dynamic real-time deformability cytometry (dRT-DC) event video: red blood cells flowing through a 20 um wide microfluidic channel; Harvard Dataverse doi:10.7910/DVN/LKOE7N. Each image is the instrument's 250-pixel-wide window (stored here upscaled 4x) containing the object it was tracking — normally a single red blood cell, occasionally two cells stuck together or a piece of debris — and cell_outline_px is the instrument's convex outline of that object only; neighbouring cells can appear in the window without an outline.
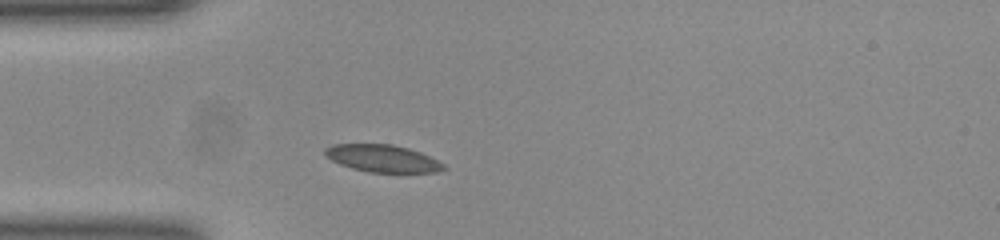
{"species": "common noctule bat (a hibernating species)", "species_latin": "Nyctalus noctula", "temperature_condition": "room temperature", "stored_images_in_passage": 39, "camera_frame_rate_fps": 3000, "um_per_image_px": 0.085, "animal": {"sex": "female", "body_mass_g": 23.0, "forearm_length_mm": 53.4}, "frame": {"image": 1, "passage_image": 1, "time_ms": 0.0, "image_size_px": [1000, 240], "cell_outline_px": [[448, 168], [436, 172], [368, 172], [352, 168], [340, 164], [324, 156], [324, 148], [332, 144], [392, 144], [408, 148], [420, 152], [444, 164]], "centroid_in_image_um": [32.48, 13.46], "position_along_channel_um": 52.5, "area_um2": 18.84}}
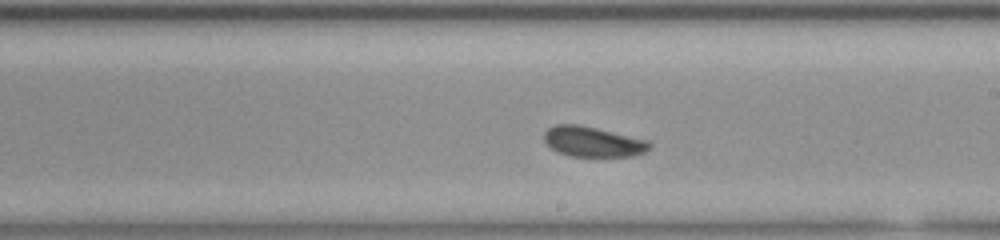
{"frame": {"image": 2, "passage_image": 16, "time_ms": 5.0, "image_size_px": [1000, 240], "cell_outline_px": [[652, 148], [644, 152], [632, 156], [568, 156], [556, 152], [544, 140], [544, 132], [548, 128], [556, 124], [576, 124], [596, 128], [648, 140], [652, 144]], "centroid_in_image_um": [50.39, 12.05], "position_along_channel_um": 238.6, "area_um2": 18.55}}
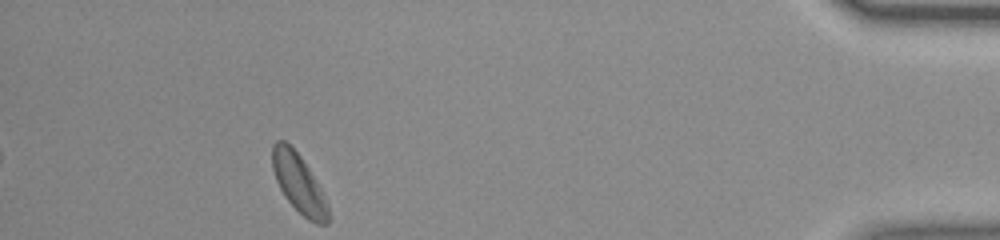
{"frame": {"image": 3, "passage_image": 34, "time_ms": 11.0, "image_size_px": [1000, 240], "cell_outline_px": [[328, 224], [316, 224], [308, 220], [284, 196], [276, 180], [272, 168], [272, 144], [276, 140], [284, 140], [300, 156], [308, 168], [320, 188], [324, 196], [328, 208]], "centroid_in_image_um": [25.37, 15.58], "position_along_channel_um": 409.8, "area_um2": 18.73}, "authors_computed_cell_mechanics": {"area_um2": 18.9006, "velocity_mm_per_s": 3.8729, "shape_relaxation_time_tau1_ms": 3.5443, "shape_relaxation_time_tau2_ms": 2.7528, "deformation_change_tau1": 0.0696, "deformation_change_tau2": 0.0836}}